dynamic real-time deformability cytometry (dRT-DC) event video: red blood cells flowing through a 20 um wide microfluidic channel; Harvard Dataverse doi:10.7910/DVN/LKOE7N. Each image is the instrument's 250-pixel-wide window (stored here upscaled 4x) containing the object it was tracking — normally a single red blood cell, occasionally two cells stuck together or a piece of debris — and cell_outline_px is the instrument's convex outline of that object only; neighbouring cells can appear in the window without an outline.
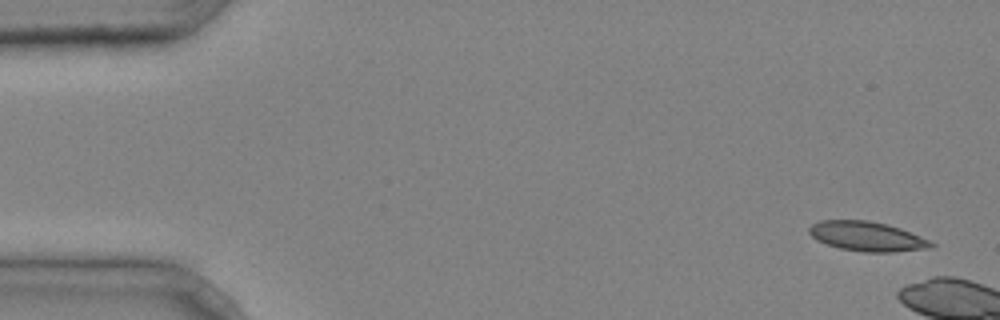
{"species": "common noctule bat (a hibernating species)", "species_latin": "Nyctalus noctula", "temperature_condition": "cold", "stored_images_in_passage": 3, "camera_frame_rate_fps": 3000, "um_per_image_px": 0.085, "animal": {"sex": "male", "body_mass_g": 20.4}, "frame": {"image": 1, "passage_image": 1, "time_ms": 0.0, "image_size_px": [1000, 320], "cell_outline_px": [[936, 244], [928, 248], [892, 252], [864, 252], [840, 248], [816, 240], [808, 232], [808, 228], [812, 224], [820, 220], [868, 220], [888, 224], [900, 228], [920, 236]], "centroid_in_image_um": [73.67, 20.08], "position_along_channel_um": 11.3, "area_um2": 20.92}}